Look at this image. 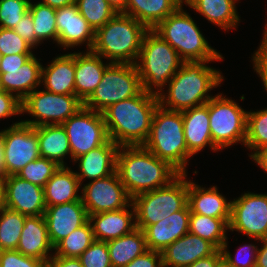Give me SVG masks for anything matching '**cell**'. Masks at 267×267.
Here are the masks:
<instances>
[{
  "label": "cell",
  "instance_id": "obj_1",
  "mask_svg": "<svg viewBox=\"0 0 267 267\" xmlns=\"http://www.w3.org/2000/svg\"><path fill=\"white\" fill-rule=\"evenodd\" d=\"M158 105V96L142 90L132 98L108 106L101 113L109 139L119 147L142 146Z\"/></svg>",
  "mask_w": 267,
  "mask_h": 267
},
{
  "label": "cell",
  "instance_id": "obj_2",
  "mask_svg": "<svg viewBox=\"0 0 267 267\" xmlns=\"http://www.w3.org/2000/svg\"><path fill=\"white\" fill-rule=\"evenodd\" d=\"M209 62L214 61H183L181 68L168 82V93L163 91L158 96L159 105L172 111L205 105L214 97L208 92L221 86L224 80L220 70L206 65Z\"/></svg>",
  "mask_w": 267,
  "mask_h": 267
},
{
  "label": "cell",
  "instance_id": "obj_3",
  "mask_svg": "<svg viewBox=\"0 0 267 267\" xmlns=\"http://www.w3.org/2000/svg\"><path fill=\"white\" fill-rule=\"evenodd\" d=\"M116 172L127 193L135 196L167 186L180 173L143 146H121L117 152Z\"/></svg>",
  "mask_w": 267,
  "mask_h": 267
},
{
  "label": "cell",
  "instance_id": "obj_4",
  "mask_svg": "<svg viewBox=\"0 0 267 267\" xmlns=\"http://www.w3.org/2000/svg\"><path fill=\"white\" fill-rule=\"evenodd\" d=\"M149 29L132 16L117 13L95 31L91 51L110 63L135 64L145 33Z\"/></svg>",
  "mask_w": 267,
  "mask_h": 267
},
{
  "label": "cell",
  "instance_id": "obj_5",
  "mask_svg": "<svg viewBox=\"0 0 267 267\" xmlns=\"http://www.w3.org/2000/svg\"><path fill=\"white\" fill-rule=\"evenodd\" d=\"M137 60L142 90L155 96L164 91L183 63L178 52L153 29L145 33Z\"/></svg>",
  "mask_w": 267,
  "mask_h": 267
},
{
  "label": "cell",
  "instance_id": "obj_6",
  "mask_svg": "<svg viewBox=\"0 0 267 267\" xmlns=\"http://www.w3.org/2000/svg\"><path fill=\"white\" fill-rule=\"evenodd\" d=\"M142 146L159 159L167 161L180 174H186L188 159L193 156L188 152L185 142L182 112L158 105L149 136Z\"/></svg>",
  "mask_w": 267,
  "mask_h": 267
},
{
  "label": "cell",
  "instance_id": "obj_7",
  "mask_svg": "<svg viewBox=\"0 0 267 267\" xmlns=\"http://www.w3.org/2000/svg\"><path fill=\"white\" fill-rule=\"evenodd\" d=\"M181 4L153 30L176 50L183 61H221L222 54L212 48L199 27Z\"/></svg>",
  "mask_w": 267,
  "mask_h": 267
},
{
  "label": "cell",
  "instance_id": "obj_8",
  "mask_svg": "<svg viewBox=\"0 0 267 267\" xmlns=\"http://www.w3.org/2000/svg\"><path fill=\"white\" fill-rule=\"evenodd\" d=\"M187 173L179 174L167 186L135 196L132 203L135 208L136 228L144 230L188 204Z\"/></svg>",
  "mask_w": 267,
  "mask_h": 267
},
{
  "label": "cell",
  "instance_id": "obj_9",
  "mask_svg": "<svg viewBox=\"0 0 267 267\" xmlns=\"http://www.w3.org/2000/svg\"><path fill=\"white\" fill-rule=\"evenodd\" d=\"M141 91L142 84L135 64L110 63L83 106L102 112L108 106L132 98Z\"/></svg>",
  "mask_w": 267,
  "mask_h": 267
},
{
  "label": "cell",
  "instance_id": "obj_10",
  "mask_svg": "<svg viewBox=\"0 0 267 267\" xmlns=\"http://www.w3.org/2000/svg\"><path fill=\"white\" fill-rule=\"evenodd\" d=\"M208 112L212 141L219 150L245 144L248 111L220 93L208 101Z\"/></svg>",
  "mask_w": 267,
  "mask_h": 267
},
{
  "label": "cell",
  "instance_id": "obj_11",
  "mask_svg": "<svg viewBox=\"0 0 267 267\" xmlns=\"http://www.w3.org/2000/svg\"><path fill=\"white\" fill-rule=\"evenodd\" d=\"M83 107L76 95L55 94L47 90H34L22 101V114L28 113L34 120H22L24 124L36 127L62 125Z\"/></svg>",
  "mask_w": 267,
  "mask_h": 267
},
{
  "label": "cell",
  "instance_id": "obj_12",
  "mask_svg": "<svg viewBox=\"0 0 267 267\" xmlns=\"http://www.w3.org/2000/svg\"><path fill=\"white\" fill-rule=\"evenodd\" d=\"M62 126L67 133L73 161L109 140L102 113L84 106Z\"/></svg>",
  "mask_w": 267,
  "mask_h": 267
},
{
  "label": "cell",
  "instance_id": "obj_13",
  "mask_svg": "<svg viewBox=\"0 0 267 267\" xmlns=\"http://www.w3.org/2000/svg\"><path fill=\"white\" fill-rule=\"evenodd\" d=\"M4 144L5 177L17 175L28 163L40 157L37 133L33 126L15 122L1 130Z\"/></svg>",
  "mask_w": 267,
  "mask_h": 267
},
{
  "label": "cell",
  "instance_id": "obj_14",
  "mask_svg": "<svg viewBox=\"0 0 267 267\" xmlns=\"http://www.w3.org/2000/svg\"><path fill=\"white\" fill-rule=\"evenodd\" d=\"M229 230L255 241L267 238V194L248 192L231 201Z\"/></svg>",
  "mask_w": 267,
  "mask_h": 267
},
{
  "label": "cell",
  "instance_id": "obj_15",
  "mask_svg": "<svg viewBox=\"0 0 267 267\" xmlns=\"http://www.w3.org/2000/svg\"><path fill=\"white\" fill-rule=\"evenodd\" d=\"M81 200L88 215L128 207L132 198L121 183L117 172L92 180L81 188Z\"/></svg>",
  "mask_w": 267,
  "mask_h": 267
},
{
  "label": "cell",
  "instance_id": "obj_16",
  "mask_svg": "<svg viewBox=\"0 0 267 267\" xmlns=\"http://www.w3.org/2000/svg\"><path fill=\"white\" fill-rule=\"evenodd\" d=\"M5 206L25 216L44 215L46 204L43 187L33 184L17 175L3 179Z\"/></svg>",
  "mask_w": 267,
  "mask_h": 267
},
{
  "label": "cell",
  "instance_id": "obj_17",
  "mask_svg": "<svg viewBox=\"0 0 267 267\" xmlns=\"http://www.w3.org/2000/svg\"><path fill=\"white\" fill-rule=\"evenodd\" d=\"M57 44L65 49L86 43L87 50L94 44L95 31L78 11L76 4L56 9Z\"/></svg>",
  "mask_w": 267,
  "mask_h": 267
},
{
  "label": "cell",
  "instance_id": "obj_18",
  "mask_svg": "<svg viewBox=\"0 0 267 267\" xmlns=\"http://www.w3.org/2000/svg\"><path fill=\"white\" fill-rule=\"evenodd\" d=\"M44 219L50 242L55 246L72 231L88 221V214L82 200L46 206Z\"/></svg>",
  "mask_w": 267,
  "mask_h": 267
},
{
  "label": "cell",
  "instance_id": "obj_19",
  "mask_svg": "<svg viewBox=\"0 0 267 267\" xmlns=\"http://www.w3.org/2000/svg\"><path fill=\"white\" fill-rule=\"evenodd\" d=\"M191 210L187 204L182 210L147 226L143 232L148 250L163 251L167 246L189 232Z\"/></svg>",
  "mask_w": 267,
  "mask_h": 267
},
{
  "label": "cell",
  "instance_id": "obj_20",
  "mask_svg": "<svg viewBox=\"0 0 267 267\" xmlns=\"http://www.w3.org/2000/svg\"><path fill=\"white\" fill-rule=\"evenodd\" d=\"M88 221L91 224L95 240L108 242L136 229L135 208L131 203L128 207L120 210L88 215Z\"/></svg>",
  "mask_w": 267,
  "mask_h": 267
},
{
  "label": "cell",
  "instance_id": "obj_21",
  "mask_svg": "<svg viewBox=\"0 0 267 267\" xmlns=\"http://www.w3.org/2000/svg\"><path fill=\"white\" fill-rule=\"evenodd\" d=\"M216 250L208 240L188 232L161 251L163 267H186Z\"/></svg>",
  "mask_w": 267,
  "mask_h": 267
},
{
  "label": "cell",
  "instance_id": "obj_22",
  "mask_svg": "<svg viewBox=\"0 0 267 267\" xmlns=\"http://www.w3.org/2000/svg\"><path fill=\"white\" fill-rule=\"evenodd\" d=\"M119 146L110 139L103 145L76 158L80 172H75L82 186V181L102 179L116 172V159Z\"/></svg>",
  "mask_w": 267,
  "mask_h": 267
},
{
  "label": "cell",
  "instance_id": "obj_23",
  "mask_svg": "<svg viewBox=\"0 0 267 267\" xmlns=\"http://www.w3.org/2000/svg\"><path fill=\"white\" fill-rule=\"evenodd\" d=\"M181 112L188 152L194 156L207 146L213 152L220 151L212 141L208 102L205 105L193 107Z\"/></svg>",
  "mask_w": 267,
  "mask_h": 267
},
{
  "label": "cell",
  "instance_id": "obj_24",
  "mask_svg": "<svg viewBox=\"0 0 267 267\" xmlns=\"http://www.w3.org/2000/svg\"><path fill=\"white\" fill-rule=\"evenodd\" d=\"M21 254L43 260L53 256L54 246L51 244L44 216H26L20 240L16 248Z\"/></svg>",
  "mask_w": 267,
  "mask_h": 267
},
{
  "label": "cell",
  "instance_id": "obj_25",
  "mask_svg": "<svg viewBox=\"0 0 267 267\" xmlns=\"http://www.w3.org/2000/svg\"><path fill=\"white\" fill-rule=\"evenodd\" d=\"M91 50L75 52V93L84 103L100 83L103 73L110 62Z\"/></svg>",
  "mask_w": 267,
  "mask_h": 267
},
{
  "label": "cell",
  "instance_id": "obj_26",
  "mask_svg": "<svg viewBox=\"0 0 267 267\" xmlns=\"http://www.w3.org/2000/svg\"><path fill=\"white\" fill-rule=\"evenodd\" d=\"M41 84L55 94L76 95L75 52L55 57L46 67L42 65Z\"/></svg>",
  "mask_w": 267,
  "mask_h": 267
},
{
  "label": "cell",
  "instance_id": "obj_27",
  "mask_svg": "<svg viewBox=\"0 0 267 267\" xmlns=\"http://www.w3.org/2000/svg\"><path fill=\"white\" fill-rule=\"evenodd\" d=\"M188 180V205L192 213L212 218H231V201L216 186L201 187Z\"/></svg>",
  "mask_w": 267,
  "mask_h": 267
},
{
  "label": "cell",
  "instance_id": "obj_28",
  "mask_svg": "<svg viewBox=\"0 0 267 267\" xmlns=\"http://www.w3.org/2000/svg\"><path fill=\"white\" fill-rule=\"evenodd\" d=\"M35 54L19 69L0 73V89L15 95L23 101L41 84L42 64Z\"/></svg>",
  "mask_w": 267,
  "mask_h": 267
},
{
  "label": "cell",
  "instance_id": "obj_29",
  "mask_svg": "<svg viewBox=\"0 0 267 267\" xmlns=\"http://www.w3.org/2000/svg\"><path fill=\"white\" fill-rule=\"evenodd\" d=\"M79 188L81 184L75 171L68 166H60L43 187L46 206L80 200Z\"/></svg>",
  "mask_w": 267,
  "mask_h": 267
},
{
  "label": "cell",
  "instance_id": "obj_30",
  "mask_svg": "<svg viewBox=\"0 0 267 267\" xmlns=\"http://www.w3.org/2000/svg\"><path fill=\"white\" fill-rule=\"evenodd\" d=\"M239 0H185L186 6L203 15L223 30L237 28L240 22L236 2Z\"/></svg>",
  "mask_w": 267,
  "mask_h": 267
},
{
  "label": "cell",
  "instance_id": "obj_31",
  "mask_svg": "<svg viewBox=\"0 0 267 267\" xmlns=\"http://www.w3.org/2000/svg\"><path fill=\"white\" fill-rule=\"evenodd\" d=\"M181 4L182 0H128L123 14L132 16L148 29H154Z\"/></svg>",
  "mask_w": 267,
  "mask_h": 267
},
{
  "label": "cell",
  "instance_id": "obj_32",
  "mask_svg": "<svg viewBox=\"0 0 267 267\" xmlns=\"http://www.w3.org/2000/svg\"><path fill=\"white\" fill-rule=\"evenodd\" d=\"M40 150V157L55 161L59 166H66L64 158L71 149L66 130L62 125H42L34 127Z\"/></svg>",
  "mask_w": 267,
  "mask_h": 267
},
{
  "label": "cell",
  "instance_id": "obj_33",
  "mask_svg": "<svg viewBox=\"0 0 267 267\" xmlns=\"http://www.w3.org/2000/svg\"><path fill=\"white\" fill-rule=\"evenodd\" d=\"M112 267H124L148 248L143 230L134 229L131 233L107 242Z\"/></svg>",
  "mask_w": 267,
  "mask_h": 267
},
{
  "label": "cell",
  "instance_id": "obj_34",
  "mask_svg": "<svg viewBox=\"0 0 267 267\" xmlns=\"http://www.w3.org/2000/svg\"><path fill=\"white\" fill-rule=\"evenodd\" d=\"M230 218H212L191 212L189 232L208 240L217 249H221L227 238Z\"/></svg>",
  "mask_w": 267,
  "mask_h": 267
},
{
  "label": "cell",
  "instance_id": "obj_35",
  "mask_svg": "<svg viewBox=\"0 0 267 267\" xmlns=\"http://www.w3.org/2000/svg\"><path fill=\"white\" fill-rule=\"evenodd\" d=\"M94 241L91 224L87 221L54 246L53 256L78 258Z\"/></svg>",
  "mask_w": 267,
  "mask_h": 267
},
{
  "label": "cell",
  "instance_id": "obj_36",
  "mask_svg": "<svg viewBox=\"0 0 267 267\" xmlns=\"http://www.w3.org/2000/svg\"><path fill=\"white\" fill-rule=\"evenodd\" d=\"M28 11L32 15L37 40L41 43L52 39L53 42L57 43L56 9L43 4L41 1L34 4L30 1Z\"/></svg>",
  "mask_w": 267,
  "mask_h": 267
},
{
  "label": "cell",
  "instance_id": "obj_37",
  "mask_svg": "<svg viewBox=\"0 0 267 267\" xmlns=\"http://www.w3.org/2000/svg\"><path fill=\"white\" fill-rule=\"evenodd\" d=\"M26 216L9 208L0 212V251L16 250Z\"/></svg>",
  "mask_w": 267,
  "mask_h": 267
},
{
  "label": "cell",
  "instance_id": "obj_38",
  "mask_svg": "<svg viewBox=\"0 0 267 267\" xmlns=\"http://www.w3.org/2000/svg\"><path fill=\"white\" fill-rule=\"evenodd\" d=\"M245 147L249 148L252 158L260 149L267 146V108L248 111Z\"/></svg>",
  "mask_w": 267,
  "mask_h": 267
},
{
  "label": "cell",
  "instance_id": "obj_39",
  "mask_svg": "<svg viewBox=\"0 0 267 267\" xmlns=\"http://www.w3.org/2000/svg\"><path fill=\"white\" fill-rule=\"evenodd\" d=\"M75 4L94 31L103 27L117 14L106 0H76Z\"/></svg>",
  "mask_w": 267,
  "mask_h": 267
},
{
  "label": "cell",
  "instance_id": "obj_40",
  "mask_svg": "<svg viewBox=\"0 0 267 267\" xmlns=\"http://www.w3.org/2000/svg\"><path fill=\"white\" fill-rule=\"evenodd\" d=\"M59 167L60 166L55 161L39 157L35 161L28 163L17 176L33 184L44 187Z\"/></svg>",
  "mask_w": 267,
  "mask_h": 267
},
{
  "label": "cell",
  "instance_id": "obj_41",
  "mask_svg": "<svg viewBox=\"0 0 267 267\" xmlns=\"http://www.w3.org/2000/svg\"><path fill=\"white\" fill-rule=\"evenodd\" d=\"M31 0H0V27L13 29L29 10Z\"/></svg>",
  "mask_w": 267,
  "mask_h": 267
},
{
  "label": "cell",
  "instance_id": "obj_42",
  "mask_svg": "<svg viewBox=\"0 0 267 267\" xmlns=\"http://www.w3.org/2000/svg\"><path fill=\"white\" fill-rule=\"evenodd\" d=\"M228 241L226 240L220 249L223 261L230 267H255L258 247L254 244H245L237 249L235 256L228 251Z\"/></svg>",
  "mask_w": 267,
  "mask_h": 267
},
{
  "label": "cell",
  "instance_id": "obj_43",
  "mask_svg": "<svg viewBox=\"0 0 267 267\" xmlns=\"http://www.w3.org/2000/svg\"><path fill=\"white\" fill-rule=\"evenodd\" d=\"M32 49L13 29L0 27V53L2 56L10 54H34Z\"/></svg>",
  "mask_w": 267,
  "mask_h": 267
},
{
  "label": "cell",
  "instance_id": "obj_44",
  "mask_svg": "<svg viewBox=\"0 0 267 267\" xmlns=\"http://www.w3.org/2000/svg\"><path fill=\"white\" fill-rule=\"evenodd\" d=\"M78 258L83 267H112L107 242L95 240Z\"/></svg>",
  "mask_w": 267,
  "mask_h": 267
},
{
  "label": "cell",
  "instance_id": "obj_45",
  "mask_svg": "<svg viewBox=\"0 0 267 267\" xmlns=\"http://www.w3.org/2000/svg\"><path fill=\"white\" fill-rule=\"evenodd\" d=\"M47 263L21 254L18 250L0 251V267H44Z\"/></svg>",
  "mask_w": 267,
  "mask_h": 267
},
{
  "label": "cell",
  "instance_id": "obj_46",
  "mask_svg": "<svg viewBox=\"0 0 267 267\" xmlns=\"http://www.w3.org/2000/svg\"><path fill=\"white\" fill-rule=\"evenodd\" d=\"M34 23L32 20V15L29 11H27L21 20L16 24L13 30L19 34L25 42H27L33 49L35 46H38L40 43L37 40V37L34 33Z\"/></svg>",
  "mask_w": 267,
  "mask_h": 267
},
{
  "label": "cell",
  "instance_id": "obj_47",
  "mask_svg": "<svg viewBox=\"0 0 267 267\" xmlns=\"http://www.w3.org/2000/svg\"><path fill=\"white\" fill-rule=\"evenodd\" d=\"M22 114V101L0 89V119Z\"/></svg>",
  "mask_w": 267,
  "mask_h": 267
},
{
  "label": "cell",
  "instance_id": "obj_48",
  "mask_svg": "<svg viewBox=\"0 0 267 267\" xmlns=\"http://www.w3.org/2000/svg\"><path fill=\"white\" fill-rule=\"evenodd\" d=\"M124 267H163L161 252L147 250Z\"/></svg>",
  "mask_w": 267,
  "mask_h": 267
},
{
  "label": "cell",
  "instance_id": "obj_49",
  "mask_svg": "<svg viewBox=\"0 0 267 267\" xmlns=\"http://www.w3.org/2000/svg\"><path fill=\"white\" fill-rule=\"evenodd\" d=\"M34 54H10L4 55L1 58L0 73H7V71H14L19 69L27 60Z\"/></svg>",
  "mask_w": 267,
  "mask_h": 267
},
{
  "label": "cell",
  "instance_id": "obj_50",
  "mask_svg": "<svg viewBox=\"0 0 267 267\" xmlns=\"http://www.w3.org/2000/svg\"><path fill=\"white\" fill-rule=\"evenodd\" d=\"M254 71L259 75L267 92V56L258 48L252 56Z\"/></svg>",
  "mask_w": 267,
  "mask_h": 267
},
{
  "label": "cell",
  "instance_id": "obj_51",
  "mask_svg": "<svg viewBox=\"0 0 267 267\" xmlns=\"http://www.w3.org/2000/svg\"><path fill=\"white\" fill-rule=\"evenodd\" d=\"M222 261V252L220 249H217L210 256L201 258L186 267H217Z\"/></svg>",
  "mask_w": 267,
  "mask_h": 267
},
{
  "label": "cell",
  "instance_id": "obj_52",
  "mask_svg": "<svg viewBox=\"0 0 267 267\" xmlns=\"http://www.w3.org/2000/svg\"><path fill=\"white\" fill-rule=\"evenodd\" d=\"M50 267H83L79 258L52 256L47 263Z\"/></svg>",
  "mask_w": 267,
  "mask_h": 267
},
{
  "label": "cell",
  "instance_id": "obj_53",
  "mask_svg": "<svg viewBox=\"0 0 267 267\" xmlns=\"http://www.w3.org/2000/svg\"><path fill=\"white\" fill-rule=\"evenodd\" d=\"M262 242L261 248H258L255 267H267V238L259 239Z\"/></svg>",
  "mask_w": 267,
  "mask_h": 267
},
{
  "label": "cell",
  "instance_id": "obj_54",
  "mask_svg": "<svg viewBox=\"0 0 267 267\" xmlns=\"http://www.w3.org/2000/svg\"><path fill=\"white\" fill-rule=\"evenodd\" d=\"M251 159L267 173V146L260 149Z\"/></svg>",
  "mask_w": 267,
  "mask_h": 267
},
{
  "label": "cell",
  "instance_id": "obj_55",
  "mask_svg": "<svg viewBox=\"0 0 267 267\" xmlns=\"http://www.w3.org/2000/svg\"><path fill=\"white\" fill-rule=\"evenodd\" d=\"M43 4H46L54 9L62 8L70 4H75L76 0H42Z\"/></svg>",
  "mask_w": 267,
  "mask_h": 267
},
{
  "label": "cell",
  "instance_id": "obj_56",
  "mask_svg": "<svg viewBox=\"0 0 267 267\" xmlns=\"http://www.w3.org/2000/svg\"><path fill=\"white\" fill-rule=\"evenodd\" d=\"M5 178V155L2 136L0 135V179Z\"/></svg>",
  "mask_w": 267,
  "mask_h": 267
},
{
  "label": "cell",
  "instance_id": "obj_57",
  "mask_svg": "<svg viewBox=\"0 0 267 267\" xmlns=\"http://www.w3.org/2000/svg\"><path fill=\"white\" fill-rule=\"evenodd\" d=\"M117 13H123L126 10L128 0H106Z\"/></svg>",
  "mask_w": 267,
  "mask_h": 267
},
{
  "label": "cell",
  "instance_id": "obj_58",
  "mask_svg": "<svg viewBox=\"0 0 267 267\" xmlns=\"http://www.w3.org/2000/svg\"><path fill=\"white\" fill-rule=\"evenodd\" d=\"M263 37L259 49L267 56V22L265 25V30H263Z\"/></svg>",
  "mask_w": 267,
  "mask_h": 267
},
{
  "label": "cell",
  "instance_id": "obj_59",
  "mask_svg": "<svg viewBox=\"0 0 267 267\" xmlns=\"http://www.w3.org/2000/svg\"><path fill=\"white\" fill-rule=\"evenodd\" d=\"M5 187L4 182L0 179V212L5 208Z\"/></svg>",
  "mask_w": 267,
  "mask_h": 267
},
{
  "label": "cell",
  "instance_id": "obj_60",
  "mask_svg": "<svg viewBox=\"0 0 267 267\" xmlns=\"http://www.w3.org/2000/svg\"><path fill=\"white\" fill-rule=\"evenodd\" d=\"M217 267H230L224 261H222Z\"/></svg>",
  "mask_w": 267,
  "mask_h": 267
}]
</instances>
